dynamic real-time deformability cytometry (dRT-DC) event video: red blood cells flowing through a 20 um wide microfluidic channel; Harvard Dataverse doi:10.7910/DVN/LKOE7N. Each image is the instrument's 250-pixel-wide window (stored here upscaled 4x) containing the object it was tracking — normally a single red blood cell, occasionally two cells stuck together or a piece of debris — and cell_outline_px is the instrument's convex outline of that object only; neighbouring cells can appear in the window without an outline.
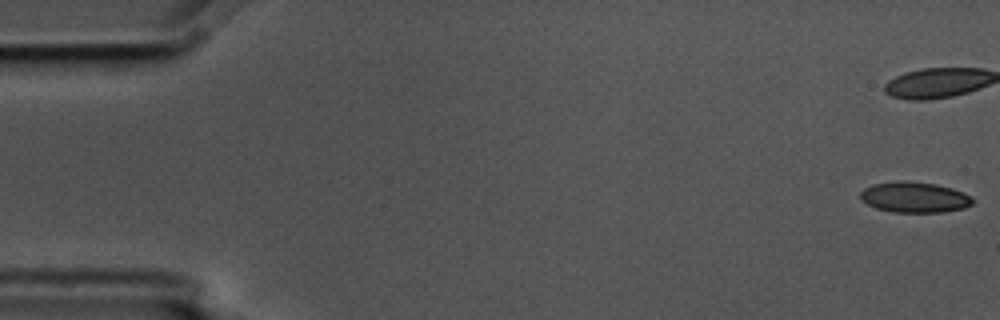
{"species": "common noctule bat (a hibernating species)", "species_latin": "Nyctalus noctula", "temperature_condition": "cold", "stored_images_in_passage": 5, "camera_frame_rate_fps": 3000, "um_per_image_px": 0.085, "animal": {"sex": "male", "body_mass_g": 17.5, "forearm_length_mm": 52.3}, "frame": {"image": 1, "passage_image": 1, "time_ms": 0.0, "image_size_px": [1000, 320], "cell_outline_px": [[976, 200], [972, 204], [964, 208], [944, 212], [892, 212], [876, 208], [860, 200], [860, 192], [864, 188], [872, 184], [900, 180], [936, 184], [952, 188], [972, 196]], "centroid_in_image_um": [77.74, 16.76], "position_along_channel_um": 7.3, "area_um2": 20.23}}